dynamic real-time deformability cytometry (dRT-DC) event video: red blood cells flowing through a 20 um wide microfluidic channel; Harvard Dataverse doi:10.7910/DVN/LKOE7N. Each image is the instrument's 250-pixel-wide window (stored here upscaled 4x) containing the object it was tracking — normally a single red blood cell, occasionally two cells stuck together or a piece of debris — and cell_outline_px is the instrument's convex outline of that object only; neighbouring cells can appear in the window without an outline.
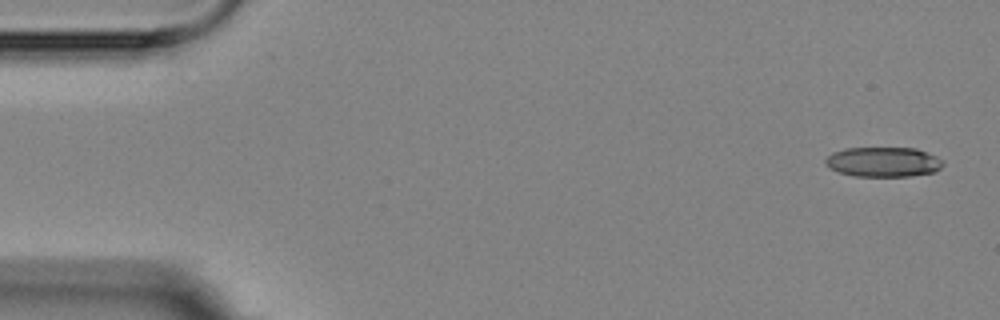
{"species": "Egyptian fruit bat (a non-hibernating species)", "species_latin": "Rousettus aegyptiacus", "temperature_condition": "room temperature", "stored_images_in_passage": 4, "segment_of_instrument_passage": [2, 2], "camera_frame_rate_fps": 3000, "um_per_image_px": 0.085, "animal": {"sex": "female"}, "frame": {"image": 1, "passage_image": 4, "time_ms": 4.333, "image_size_px": [1000, 320], "cell_outline_px": [[944, 164], [936, 172], [912, 176], [856, 176], [840, 172], [824, 164], [824, 160], [832, 152], [844, 148], [916, 148], [936, 156], [944, 160]], "centroid_in_image_um": [75.11, 13.76], "position_along_channel_um": 9.9, "area_um2": 20.52}}